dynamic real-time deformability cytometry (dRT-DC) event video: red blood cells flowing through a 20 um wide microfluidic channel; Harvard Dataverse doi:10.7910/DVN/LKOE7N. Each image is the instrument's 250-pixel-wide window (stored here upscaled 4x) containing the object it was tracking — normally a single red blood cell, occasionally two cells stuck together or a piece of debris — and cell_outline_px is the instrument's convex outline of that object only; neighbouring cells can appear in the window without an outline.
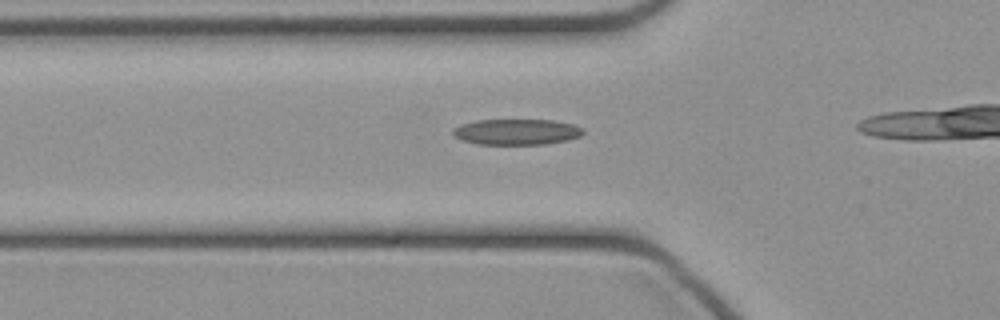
{"species": "common noctule bat (a hibernating species)", "species_latin": "Nyctalus noctula", "temperature_condition": "cold", "stored_images_in_passage": 14, "camera_frame_rate_fps": 3000, "um_per_image_px": 0.085, "animal": {"sex": "female", "body_mass_g": 21.9}, "frame": {"image": 1, "passage_image": 10, "time_ms": 3.0, "image_size_px": [1000, 320], "cell_outline_px": [[584, 132], [580, 136], [568, 140], [544, 144], [476, 144], [460, 140], [452, 136], [452, 128], [460, 124], [476, 120], [552, 120], [572, 124], [584, 128]], "centroid_in_image_um": [43.86, 11.21], "position_along_channel_um": 81.9, "area_um2": 19.77}}